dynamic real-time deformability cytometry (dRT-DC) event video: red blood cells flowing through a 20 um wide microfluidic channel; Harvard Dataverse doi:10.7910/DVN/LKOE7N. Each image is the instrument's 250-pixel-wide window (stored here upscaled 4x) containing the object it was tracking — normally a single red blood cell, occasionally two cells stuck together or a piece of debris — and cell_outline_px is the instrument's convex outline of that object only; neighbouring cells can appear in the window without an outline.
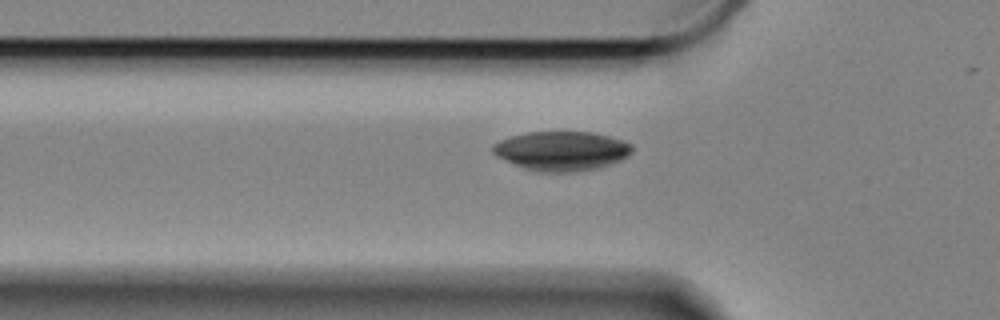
{"species": "Egyptian fruit bat (a non-hibernating species)", "species_latin": "Rousettus aegyptiacus", "temperature_condition": "cold", "stored_images_in_passage": 34, "camera_frame_rate_fps": 3000, "um_per_image_px": 0.085, "animal": {"sex": "female"}, "frame": {"image": 1, "passage_image": 4, "time_ms": 1.0, "image_size_px": [1000, 320], "cell_outline_px": [[632, 152], [628, 156], [620, 160], [596, 168], [572, 172], [536, 172], [524, 168], [496, 156], [492, 152], [492, 144], [500, 140], [512, 136], [528, 132], [592, 132], [624, 140], [632, 144]], "centroid_in_image_um": [47.73, 12.82], "position_along_channel_um": 78.1, "area_um2": 31.85}}
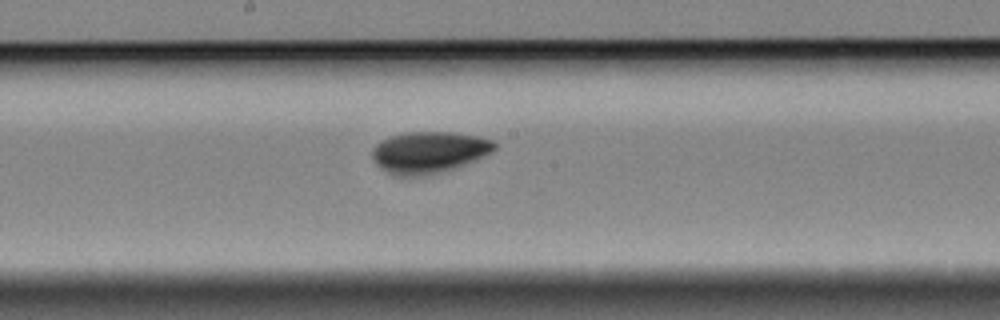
{"frame": {"image": 2, "passage_image": 16, "time_ms": 5.0, "image_size_px": [1000, 320], "cell_outline_px": [[496, 148], [492, 152], [476, 160], [456, 168], [424, 176], [392, 176], [380, 168], [376, 164], [372, 156], [372, 148], [380, 140], [388, 136], [404, 132], [452, 132], [476, 136], [492, 140], [496, 144]], "centroid_in_image_um": [36.42, 12.95], "position_along_channel_um": 211.8, "area_um2": 30.0}}
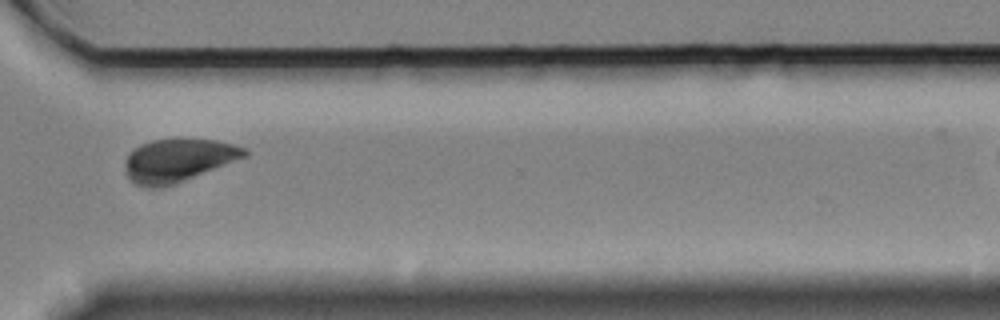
{"frame": {"image": 3, "passage_image": 29, "time_ms": 9.333, "image_size_px": [1000, 320], "cell_outline_px": [[248, 156], [176, 184], [160, 188], [148, 188], [136, 184], [128, 176], [124, 164], [124, 160], [128, 152], [132, 148], [140, 144], [152, 140], [216, 140], [248, 148]], "centroid_in_image_um": [15.13, 13.64], "position_along_channel_um": 355.5, "area_um2": 30.06}}